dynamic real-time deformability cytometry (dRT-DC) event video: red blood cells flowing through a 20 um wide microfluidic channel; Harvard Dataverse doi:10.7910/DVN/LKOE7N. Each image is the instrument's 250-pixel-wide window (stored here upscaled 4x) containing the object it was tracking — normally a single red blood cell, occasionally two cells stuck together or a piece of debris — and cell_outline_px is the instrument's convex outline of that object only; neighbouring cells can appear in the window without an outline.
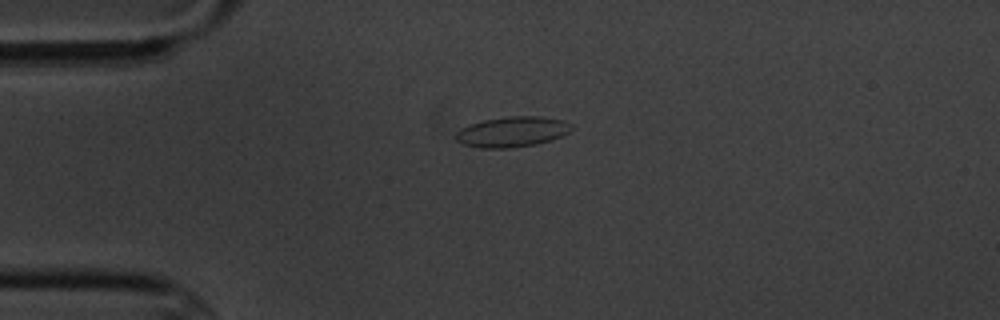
{"species": "common noctule bat (a hibernating species)", "species_latin": "Nyctalus noctula", "temperature_condition": "cold", "stored_images_in_passage": 3, "camera_frame_rate_fps": 3000, "um_per_image_px": 0.085, "animal": {"sex": "male", "body_mass_g": 20.1, "forearm_length_mm": 53.5}, "frame": {"image": 1, "passage_image": 1, "time_ms": 0.0, "image_size_px": [1000, 320], "cell_outline_px": [[572, 128], [568, 132], [552, 140], [536, 144], [512, 148], [480, 148], [460, 144], [456, 140], [456, 132], [460, 128], [484, 120], [508, 116], [540, 116], [564, 120], [572, 124]], "centroid_in_image_um": [43.53, 11.21], "position_along_channel_um": 41.5, "area_um2": 20.58}}